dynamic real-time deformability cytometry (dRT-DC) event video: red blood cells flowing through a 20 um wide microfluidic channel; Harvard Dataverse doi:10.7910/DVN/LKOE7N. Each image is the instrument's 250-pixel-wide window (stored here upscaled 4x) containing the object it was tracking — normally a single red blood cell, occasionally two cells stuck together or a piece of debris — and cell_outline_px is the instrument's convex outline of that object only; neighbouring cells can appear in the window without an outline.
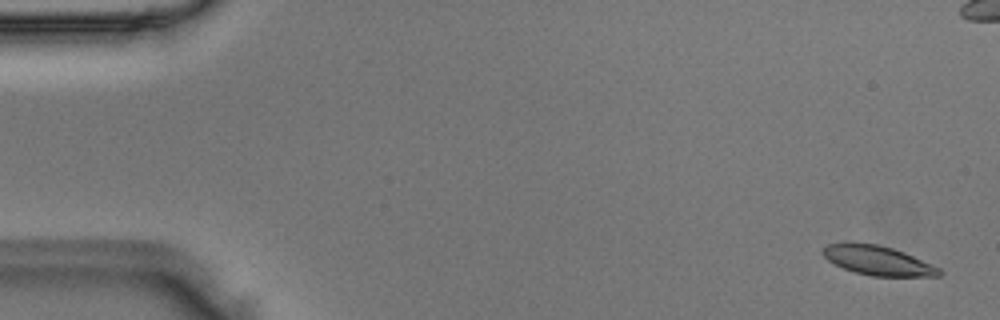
{"species": "Egyptian fruit bat (a non-hibernating species)", "species_latin": "Rousettus aegyptiacus", "temperature_condition": "room temperature", "stored_images_in_passage": 52, "camera_frame_rate_fps": 3000, "um_per_image_px": 0.085, "animal": {"sex": "male"}, "frame": {"image": 1, "passage_image": 2, "time_ms": 0.333, "image_size_px": [1000, 320], "cell_outline_px": [[940, 276], [872, 276], [856, 272], [844, 268], [828, 260], [820, 252], [828, 244], [844, 240], [848, 240], [876, 244], [892, 248], [904, 252], [940, 268]], "centroid_in_image_um": [74.54, 22.1], "position_along_channel_um": 10.5, "area_um2": 20.06}}
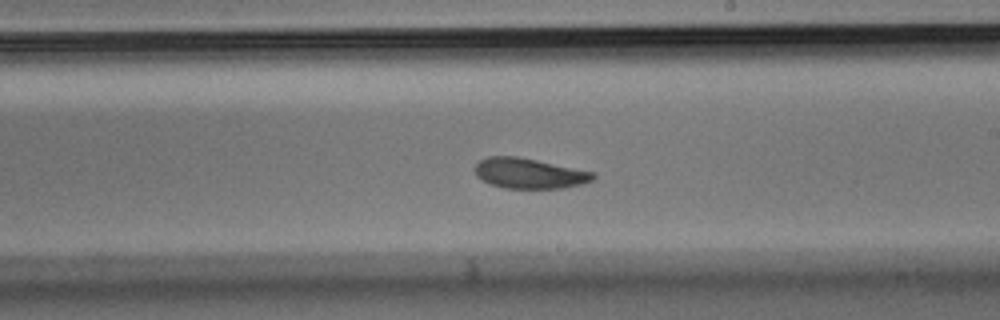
{"frame": {"image": 2, "passage_image": 30, "time_ms": 9.667, "image_size_px": [1000, 320], "cell_outline_px": [[596, 176], [592, 180], [584, 184], [564, 188], [504, 188], [488, 184], [476, 176], [476, 164], [480, 160], [488, 156], [516, 156], [596, 172]], "centroid_in_image_um": [45.01, 14.74], "position_along_channel_um": 244.0, "area_um2": 20.98}}
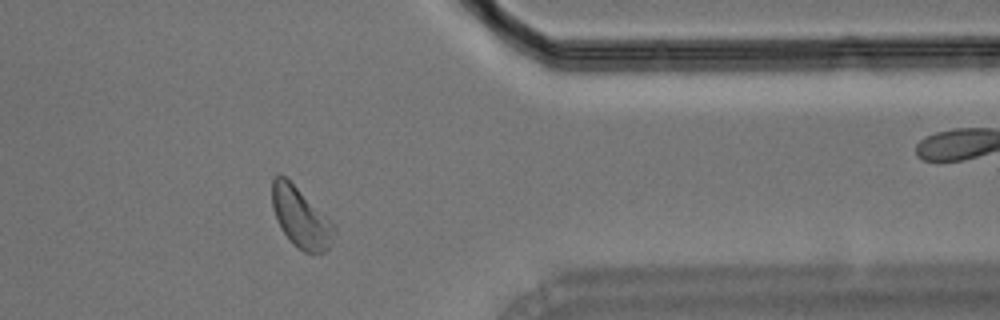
{"frame": {"image": 3, "passage_image": 42, "time_ms": 13.667, "image_size_px": [1000, 320], "cell_outline_px": [[336, 228], [332, 240], [328, 248], [324, 252], [304, 252], [280, 228], [272, 208], [272, 180], [276, 172], [280, 172], [332, 220], [336, 224]], "centroid_in_image_um": [25.56, 18.43], "position_along_channel_um": 385.8, "area_um2": 21.56}}